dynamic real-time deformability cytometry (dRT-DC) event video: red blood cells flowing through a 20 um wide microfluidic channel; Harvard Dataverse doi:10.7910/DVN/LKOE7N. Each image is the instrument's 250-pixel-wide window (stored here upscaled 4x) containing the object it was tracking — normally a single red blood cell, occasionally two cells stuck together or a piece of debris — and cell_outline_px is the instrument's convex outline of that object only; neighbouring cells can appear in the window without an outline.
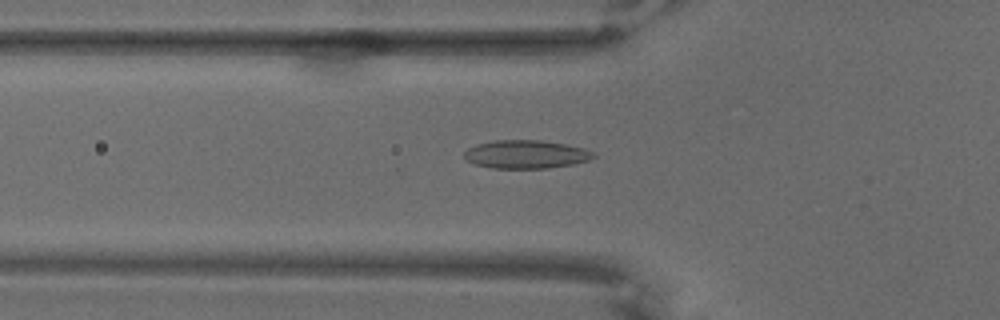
{"species": "common noctule bat (a hibernating species)", "species_latin": "Nyctalus noctula", "temperature_condition": "warm", "stored_images_in_passage": 60, "camera_frame_rate_fps": 3000, "um_per_image_px": 0.085, "animal": {"sex": "male", "body_mass_g": 18.8}, "frame": {"image": 1, "passage_image": 17, "time_ms": 5.333, "image_size_px": [1000, 320], "cell_outline_px": [[596, 156], [588, 160], [572, 164], [548, 168], [492, 168], [472, 164], [464, 156], [464, 152], [468, 148], [476, 144], [492, 140], [540, 140], [564, 144], [584, 148], [596, 152]], "centroid_in_image_um": [44.69, 13.11], "position_along_channel_um": 81.1, "area_um2": 21.39}}
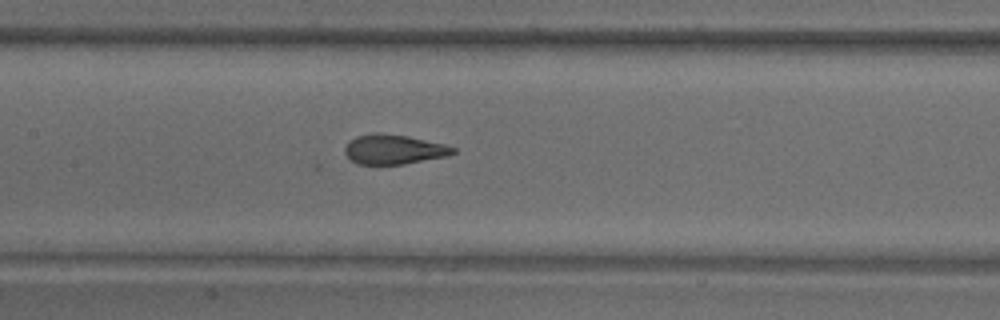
{"frame": {"image": 2, "passage_image": 26, "time_ms": 8.333, "image_size_px": [1000, 320], "cell_outline_px": [[456, 152], [448, 156], [404, 164], [356, 164], [344, 152], [344, 148], [348, 140], [356, 136], [372, 132], [380, 132], [408, 136], [444, 144], [456, 148]], "centroid_in_image_um": [33.45, 12.68], "position_along_channel_um": 173.9, "area_um2": 18.9}}
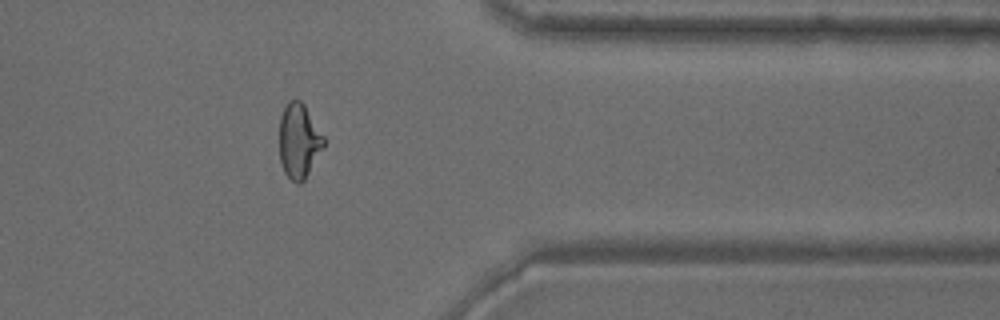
{"frame": {"image": 3, "passage_image": 48, "time_ms": 15.667, "image_size_px": [1000, 320], "cell_outline_px": [[324, 148], [304, 180], [300, 184], [296, 184], [284, 172], [280, 160], [280, 116], [288, 100], [300, 100], [304, 104], [324, 136]], "centroid_in_image_um": [25.41, 11.98], "position_along_channel_um": 386.0, "area_um2": 19.31}}